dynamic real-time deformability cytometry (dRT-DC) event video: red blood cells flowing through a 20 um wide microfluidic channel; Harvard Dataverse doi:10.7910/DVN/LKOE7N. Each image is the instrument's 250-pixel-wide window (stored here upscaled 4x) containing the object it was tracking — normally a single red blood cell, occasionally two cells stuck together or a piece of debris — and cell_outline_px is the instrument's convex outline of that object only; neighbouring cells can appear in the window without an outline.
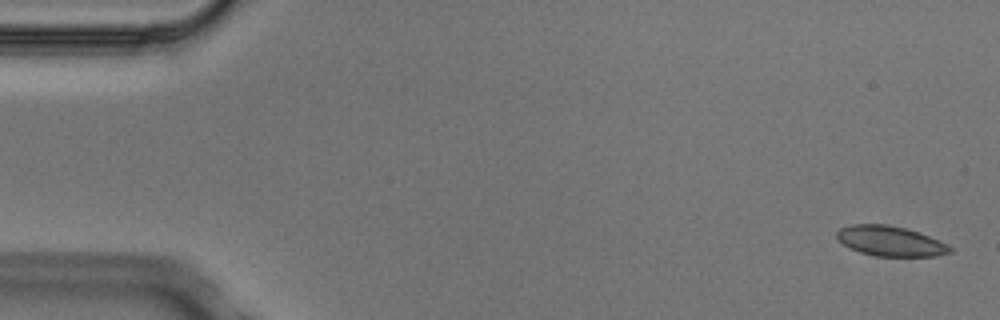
{"species": "Egyptian fruit bat (a non-hibernating species)", "species_latin": "Rousettus aegyptiacus", "temperature_condition": "cold", "stored_images_in_passage": 3, "segment_of_instrument_passage": [2, 2], "camera_frame_rate_fps": 3000, "um_per_image_px": 0.085, "animal": {"sex": "male"}, "frame": {"image": 1, "passage_image": 3, "time_ms": 0.667, "image_size_px": [1000, 320], "cell_outline_px": [[952, 252], [936, 256], [876, 256], [860, 252], [848, 248], [836, 236], [836, 232], [840, 228], [852, 224], [884, 224], [904, 228], [920, 232], [952, 248]], "centroid_in_image_um": [75.64, 20.49], "position_along_channel_um": 9.4, "area_um2": 19.59}}